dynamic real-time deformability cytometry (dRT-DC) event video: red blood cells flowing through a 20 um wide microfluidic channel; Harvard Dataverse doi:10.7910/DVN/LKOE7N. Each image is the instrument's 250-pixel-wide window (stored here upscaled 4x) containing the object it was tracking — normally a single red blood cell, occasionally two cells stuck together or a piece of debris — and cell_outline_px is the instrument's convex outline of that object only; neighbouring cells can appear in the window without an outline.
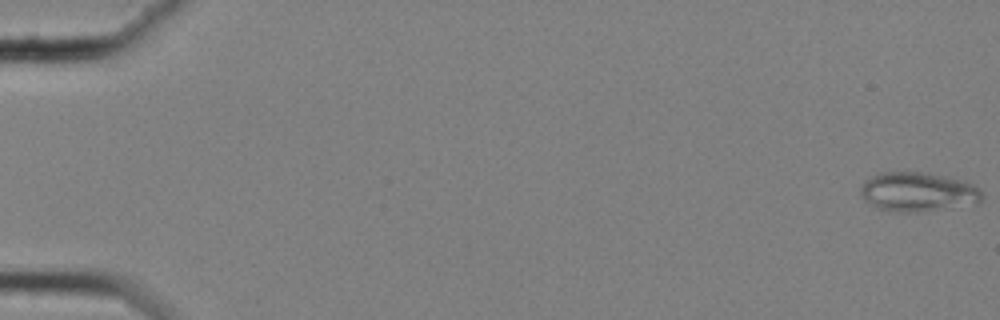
{"species": "common noctule bat (a hibernating species)", "species_latin": "Nyctalus noctula", "temperature_condition": "cold", "stored_images_in_passage": 59, "camera_frame_rate_fps": 3000, "um_per_image_px": 0.085, "animal": {"sex": "female", "body_mass_g": 25.1}, "frame": {"image": 1, "passage_image": 1, "time_ms": 0.0, "image_size_px": [1000, 320], "cell_outline_px": [[984, 192], [980, 200], [976, 204], [920, 212], [896, 212], [876, 208], [864, 200], [860, 196], [860, 188], [864, 180], [880, 172], [920, 172], [948, 176], [972, 184], [980, 188]], "centroid_in_image_um": [78.0, 16.32], "position_along_channel_um": 7.0, "area_um2": 28.15}}
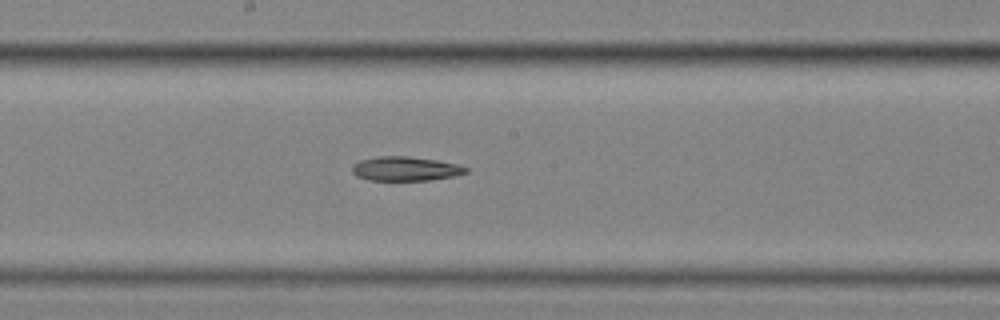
{"frame": {"image": 2, "passage_image": 33, "time_ms": 10.667, "image_size_px": [1000, 320], "cell_outline_px": [[468, 172], [452, 176], [428, 180], [368, 180], [356, 176], [352, 172], [352, 164], [360, 160], [376, 156], [408, 156], [436, 160], [456, 164], [468, 168]], "centroid_in_image_um": [34.41, 14.33], "position_along_channel_um": 213.8, "area_um2": 16.01}}
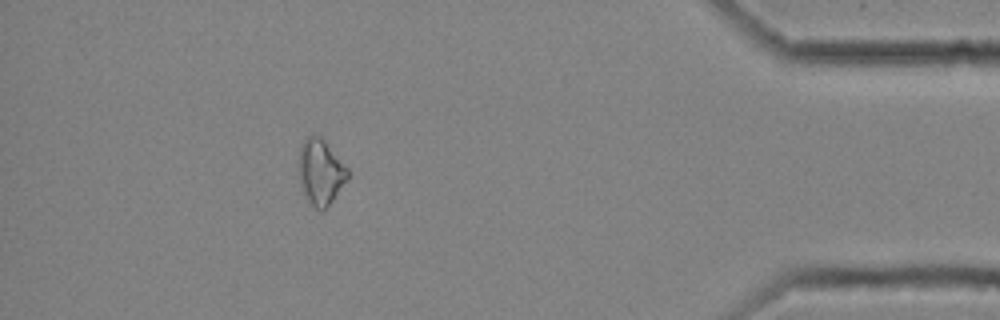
{"frame": {"image": 3, "passage_image": 53, "time_ms": 17.333, "image_size_px": [1000, 320], "cell_outline_px": [[348, 176], [324, 212], [320, 212], [304, 196], [300, 188], [296, 168], [296, 160], [300, 148], [304, 140], [308, 136], [320, 136], [324, 140], [348, 168]], "centroid_in_image_um": [27.17, 14.63], "position_along_channel_um": 408.0, "area_um2": 18.96}, "authors_computed_cell_mechanics": {"area_um2": 18.9584, "velocity_mm_per_s": 3.5496, "shape_relaxation_time_tau1_ms": 10.5055, "shape_relaxation_time_tau2_ms": null, "deformation_change_tau1": 0.0952, "deformation_change_tau2": null}}